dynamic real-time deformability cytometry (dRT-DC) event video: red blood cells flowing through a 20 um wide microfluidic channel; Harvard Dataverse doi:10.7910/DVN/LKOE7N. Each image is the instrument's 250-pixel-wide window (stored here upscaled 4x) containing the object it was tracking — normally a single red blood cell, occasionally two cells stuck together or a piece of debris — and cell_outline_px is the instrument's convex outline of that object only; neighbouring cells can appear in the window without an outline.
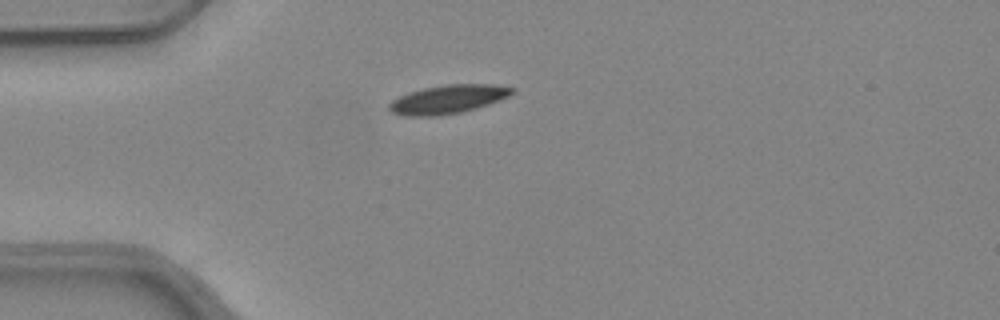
{"species": "common noctule bat (a hibernating species)", "species_latin": "Nyctalus noctula", "temperature_condition": "warm", "stored_images_in_passage": 27, "camera_frame_rate_fps": 3000, "um_per_image_px": 0.085, "animal": {"sex": "female", "body_mass_g": 24.6, "forearm_length_mm": 56.2}, "frame": {"image": 1, "passage_image": 1, "time_ms": 0.0, "image_size_px": [1000, 320], "cell_outline_px": [[516, 92], [500, 100], [476, 108], [460, 112], [436, 116], [404, 116], [392, 112], [388, 108], [388, 104], [392, 100], [408, 92], [424, 88], [448, 84], [496, 84], [516, 88]], "centroid_in_image_um": [38.1, 8.43], "position_along_channel_um": 46.9, "area_um2": 20.58}}
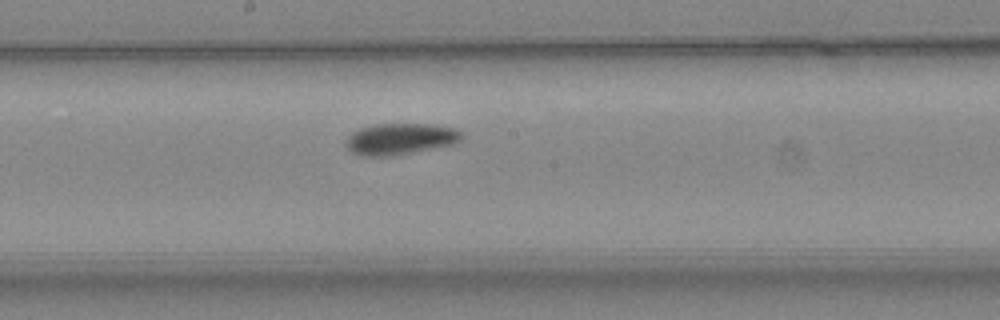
{"frame": {"image": 2, "passage_image": 15, "time_ms": 4.667, "image_size_px": [1000, 320], "cell_outline_px": [[464, 136], [460, 140], [452, 144], [432, 148], [388, 156], [364, 156], [352, 152], [344, 144], [344, 140], [352, 132], [360, 128], [376, 124], [428, 124], [456, 128]], "centroid_in_image_um": [33.98, 11.8], "position_along_channel_um": 214.2, "area_um2": 20.92}}
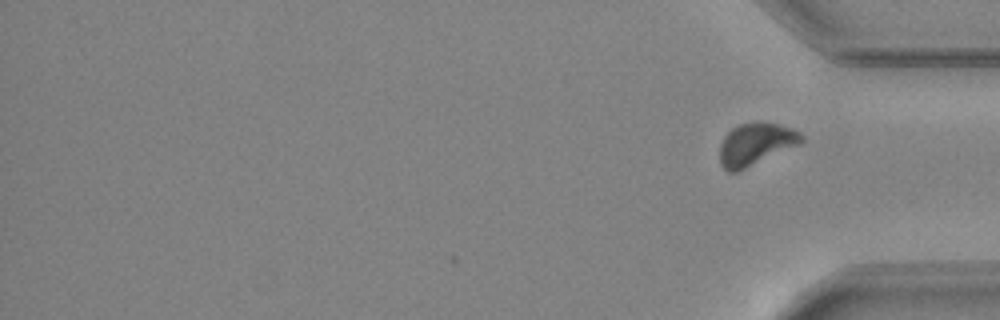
{"frame": {"image": 3, "passage_image": 27, "time_ms": 8.667, "image_size_px": [1000, 320], "cell_outline_px": [[804, 140], [800, 144], [740, 172], [728, 172], [720, 164], [720, 144], [724, 136], [732, 128], [740, 124], [764, 120], [792, 128], [800, 132], [804, 136]], "centroid_in_image_um": [64.25, 12.25], "position_along_channel_um": 371.0, "area_um2": 20.63}, "authors_computed_cell_mechanics": {"area_um2": 20.6346, "velocity_mm_per_s": 3.9578, "shape_relaxation_time_tau1_ms": 4.2092, "shape_relaxation_time_tau2_ms": null, "deformation_change_tau1": 0.1448, "deformation_change_tau2": null}}